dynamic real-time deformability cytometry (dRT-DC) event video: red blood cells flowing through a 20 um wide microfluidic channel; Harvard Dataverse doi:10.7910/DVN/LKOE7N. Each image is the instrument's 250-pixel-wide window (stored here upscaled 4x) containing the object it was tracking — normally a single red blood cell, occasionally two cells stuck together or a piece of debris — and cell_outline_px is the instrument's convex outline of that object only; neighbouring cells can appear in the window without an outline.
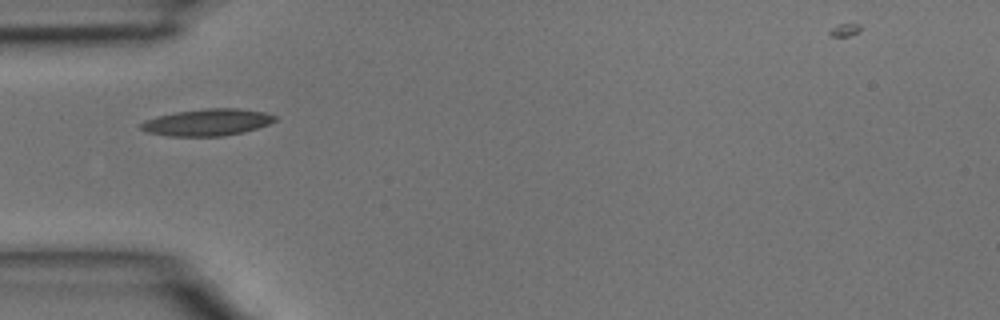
{"species": "common noctule bat (a hibernating species)", "species_latin": "Nyctalus noctula", "temperature_condition": "room temperature", "stored_images_in_passage": 1, "camera_frame_rate_fps": 3000, "um_per_image_px": 0.085, "animal": {"sex": "male", "body_mass_g": 15.6}, "frame": {"image": 1, "passage_image": 1, "time_ms": 0.0, "image_size_px": [1000, 320], "cell_outline_px": [[276, 120], [268, 124], [244, 132], [224, 136], [168, 136], [148, 132], [140, 128], [140, 124], [144, 120], [156, 116], [176, 112], [208, 108], [240, 108], [264, 112], [276, 116]], "centroid_in_image_um": [17.61, 10.39], "position_along_channel_um": 67.4, "area_um2": 20.92}}